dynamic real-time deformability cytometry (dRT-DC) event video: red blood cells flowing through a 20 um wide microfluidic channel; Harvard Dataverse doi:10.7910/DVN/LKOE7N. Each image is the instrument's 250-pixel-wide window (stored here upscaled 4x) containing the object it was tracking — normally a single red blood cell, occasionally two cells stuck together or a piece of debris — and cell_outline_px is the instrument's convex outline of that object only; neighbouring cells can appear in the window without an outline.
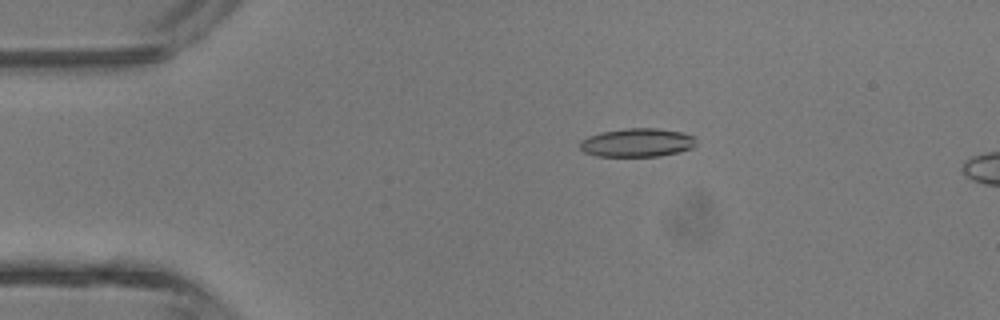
{"species": "common noctule bat (a hibernating species)", "species_latin": "Nyctalus noctula", "temperature_condition": "room temperature", "stored_images_in_passage": 5, "camera_frame_rate_fps": 3000, "um_per_image_px": 0.085, "animal": {"sex": "male", "body_mass_g": 13.3}, "frame": {"image": 1, "passage_image": 3, "time_ms": 2.333, "image_size_px": [1000, 320], "cell_outline_px": [[696, 144], [692, 148], [680, 152], [660, 156], [596, 156], [584, 152], [580, 148], [580, 140], [588, 136], [600, 132], [624, 128], [656, 128], [680, 132], [692, 136], [696, 140]], "centroid_in_image_um": [54.14, 12.12], "position_along_channel_um": 30.9, "area_um2": 19.42}}